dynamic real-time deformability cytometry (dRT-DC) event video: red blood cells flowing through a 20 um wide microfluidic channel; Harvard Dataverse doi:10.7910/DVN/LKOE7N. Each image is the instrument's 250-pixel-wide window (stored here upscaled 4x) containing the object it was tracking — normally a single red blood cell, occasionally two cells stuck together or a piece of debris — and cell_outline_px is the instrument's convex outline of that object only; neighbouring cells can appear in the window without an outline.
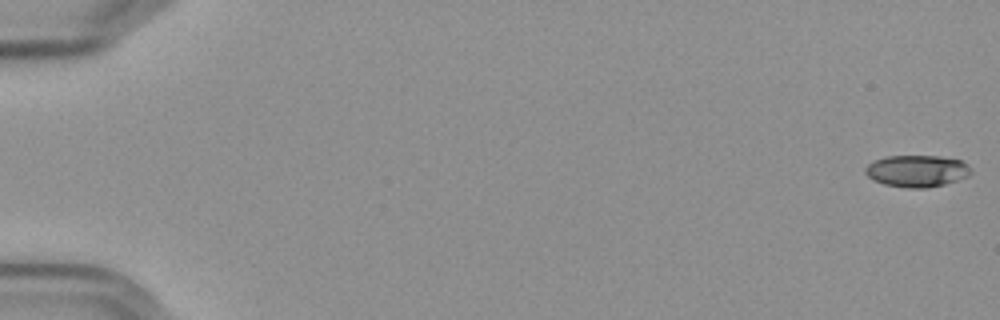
{"species": "Egyptian fruit bat (a non-hibernating species)", "species_latin": "Rousettus aegyptiacus", "temperature_condition": "cold", "stored_images_in_passage": 15, "camera_frame_rate_fps": 3000, "um_per_image_px": 0.085, "frame": {"image": 1, "passage_image": 1, "time_ms": 0.0, "image_size_px": [1000, 320], "cell_outline_px": [[972, 172], [968, 176], [944, 184], [924, 188], [908, 188], [884, 184], [872, 180], [864, 172], [864, 168], [868, 164], [876, 160], [888, 156], [940, 156], [960, 160], [968, 164], [972, 168]], "centroid_in_image_um": [77.94, 14.53], "position_along_channel_um": 7.1, "area_um2": 19.59}}